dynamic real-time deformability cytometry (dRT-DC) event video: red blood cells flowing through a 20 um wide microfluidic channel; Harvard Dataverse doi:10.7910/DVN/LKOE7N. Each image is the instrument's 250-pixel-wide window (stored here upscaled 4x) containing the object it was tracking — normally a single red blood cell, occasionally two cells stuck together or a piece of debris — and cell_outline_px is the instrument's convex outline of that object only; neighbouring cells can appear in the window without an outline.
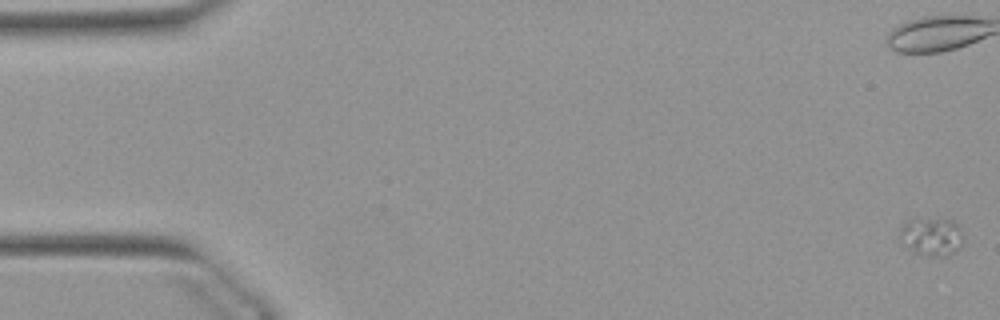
{"species": "Egyptian fruit bat (a non-hibernating species)", "species_latin": "Rousettus aegyptiacus", "temperature_condition": "warm", "stored_images_in_passage": 55, "segment_of_instrument_passage": [1, 2], "camera_frame_rate_fps": 3000, "um_per_image_px": 0.085, "animal": {"sex": "female"}, "frame": {"image": 1, "passage_image": 1, "time_ms": 0.0, "image_size_px": [1000, 320], "cell_outline_px": [[964, 240], [960, 248], [948, 256], [932, 256], [916, 252], [900, 236], [900, 228], [908, 220], [940, 216], [952, 220], [960, 228], [964, 236]], "centroid_in_image_um": [79.28, 20.05], "position_along_channel_um": 5.7, "area_um2": 14.16}}